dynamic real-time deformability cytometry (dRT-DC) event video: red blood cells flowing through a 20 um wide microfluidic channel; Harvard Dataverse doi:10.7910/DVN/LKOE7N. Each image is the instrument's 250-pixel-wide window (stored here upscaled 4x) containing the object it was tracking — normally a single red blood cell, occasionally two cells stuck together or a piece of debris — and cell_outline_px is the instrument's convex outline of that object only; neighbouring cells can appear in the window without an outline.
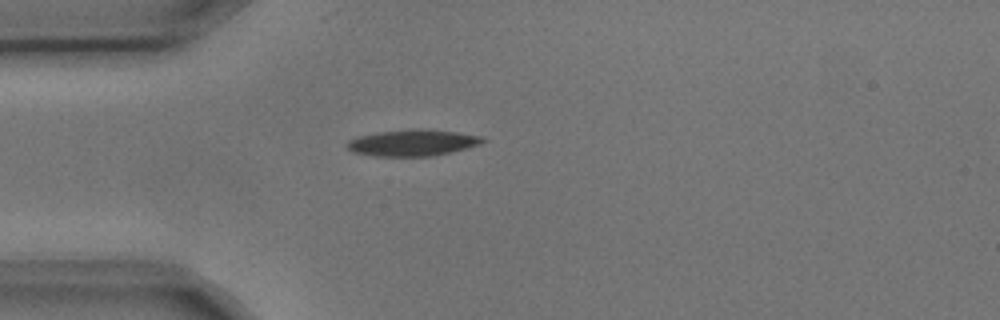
{"species": "common noctule bat (a hibernating species)", "species_latin": "Nyctalus noctula", "temperature_condition": "cold", "stored_images_in_passage": 2, "camera_frame_rate_fps": 3000, "um_per_image_px": 0.085, "animal": {"sex": "male", "body_mass_g": 17.9, "forearm_length_mm": 54.2}, "frame": {"image": 1, "passage_image": 1, "time_ms": 0.0, "image_size_px": [1000, 320], "cell_outline_px": [[488, 140], [480, 144], [468, 148], [452, 152], [432, 156], [372, 156], [352, 152], [344, 144], [348, 140], [360, 136], [380, 132], [424, 128], [456, 132], [484, 136]], "centroid_in_image_um": [35.11, 12.14], "position_along_channel_um": 49.9, "area_um2": 20.98}}